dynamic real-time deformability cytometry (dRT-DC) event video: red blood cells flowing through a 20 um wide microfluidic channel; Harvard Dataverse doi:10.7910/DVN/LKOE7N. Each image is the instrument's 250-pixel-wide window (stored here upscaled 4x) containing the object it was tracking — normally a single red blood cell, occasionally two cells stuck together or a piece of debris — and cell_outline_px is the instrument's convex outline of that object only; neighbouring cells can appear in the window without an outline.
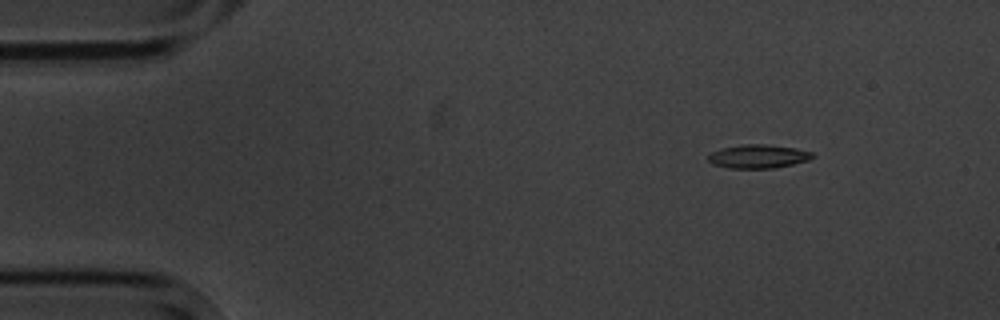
{"species": "common noctule bat (a hibernating species)", "species_latin": "Nyctalus noctula", "temperature_condition": "cold", "stored_images_in_passage": 5, "camera_frame_rate_fps": 3000, "um_per_image_px": 0.085, "animal": {"sex": "male", "body_mass_g": 20.1, "forearm_length_mm": 53.5}, "frame": {"image": 1, "passage_image": 2, "time_ms": 2.0, "image_size_px": [1000, 320], "cell_outline_px": [[816, 156], [808, 160], [776, 168], [728, 168], [712, 164], [708, 160], [708, 156], [712, 152], [724, 148], [744, 144], [764, 144], [796, 148], [812, 152]], "centroid_in_image_um": [64.47, 13.3], "position_along_channel_um": 20.5, "area_um2": 14.28}}